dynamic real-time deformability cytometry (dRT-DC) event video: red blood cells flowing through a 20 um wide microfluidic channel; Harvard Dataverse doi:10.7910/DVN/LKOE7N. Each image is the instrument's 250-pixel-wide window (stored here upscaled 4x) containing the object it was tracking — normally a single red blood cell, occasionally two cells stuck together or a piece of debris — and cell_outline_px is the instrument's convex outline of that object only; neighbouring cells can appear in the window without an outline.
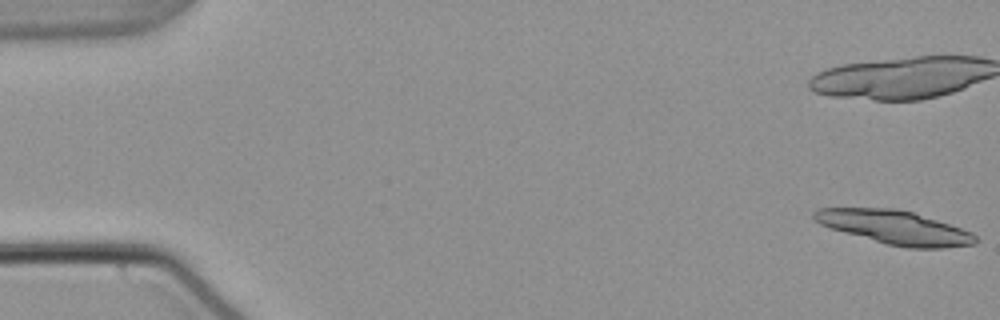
{"species": "common noctule bat (a hibernating species)", "species_latin": "Nyctalus noctula", "temperature_condition": "warm", "stored_images_in_passage": 16, "camera_frame_rate_fps": 3000, "um_per_image_px": 0.085, "animal": {"sex": "male", "body_mass_g": 21.5, "forearm_length_mm": 52.0}, "frame": {"image": 1, "passage_image": 1, "time_ms": 0.0, "image_size_px": [1000, 320], "cell_outline_px": [[980, 240], [976, 244], [944, 248], [908, 248], [888, 244], [844, 232], [820, 224], [812, 216], [812, 212], [816, 208], [896, 208], [912, 212], [972, 232]], "centroid_in_image_um": [76.07, 19.33], "position_along_channel_um": 8.9, "area_um2": 31.39}}